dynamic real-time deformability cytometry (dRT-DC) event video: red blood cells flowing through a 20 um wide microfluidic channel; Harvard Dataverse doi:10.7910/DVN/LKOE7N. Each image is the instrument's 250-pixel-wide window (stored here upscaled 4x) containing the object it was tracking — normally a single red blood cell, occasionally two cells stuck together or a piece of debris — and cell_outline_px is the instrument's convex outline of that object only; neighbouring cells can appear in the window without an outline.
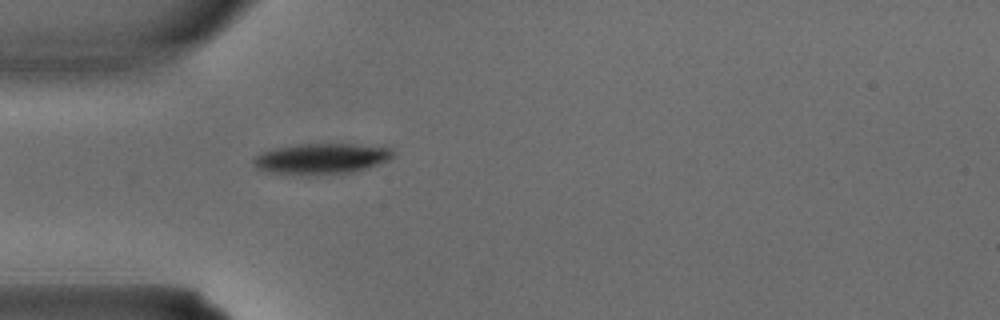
{"species": "common noctule bat (a hibernating species)", "species_latin": "Nyctalus noctula", "temperature_condition": "warm", "stored_images_in_passage": 4, "camera_frame_rate_fps": 3000, "um_per_image_px": 0.085, "animal": {"sex": "male", "body_mass_g": 15.6}, "frame": {"image": 1, "passage_image": 4, "time_ms": 1.0, "image_size_px": [1000, 320], "cell_outline_px": [[396, 152], [388, 160], [380, 164], [368, 168], [352, 172], [304, 176], [276, 172], [256, 168], [252, 164], [252, 160], [256, 156], [264, 152], [276, 148], [296, 144], [352, 144], [392, 148]], "centroid_in_image_um": [27.35, 13.49], "position_along_channel_um": 57.7, "area_um2": 24.97}}